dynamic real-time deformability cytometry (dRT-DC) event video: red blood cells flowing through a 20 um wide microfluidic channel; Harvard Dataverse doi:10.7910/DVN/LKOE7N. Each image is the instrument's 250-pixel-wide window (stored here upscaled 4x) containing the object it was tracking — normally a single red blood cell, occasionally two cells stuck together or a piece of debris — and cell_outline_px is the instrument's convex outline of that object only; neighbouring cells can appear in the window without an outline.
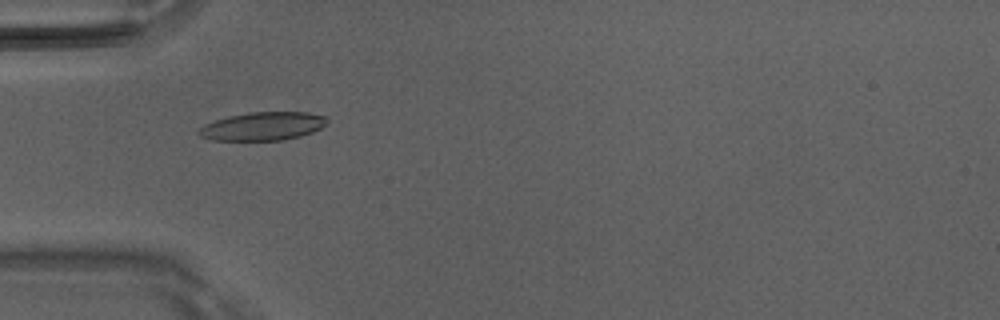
{"species": "Egyptian fruit bat (a non-hibernating species)", "species_latin": "Rousettus aegyptiacus", "temperature_condition": "room temperature", "stored_images_in_passage": 20, "camera_frame_rate_fps": 3000, "um_per_image_px": 0.085, "animal": {"sex": "male"}, "frame": {"image": 1, "passage_image": 7, "time_ms": 2.0, "image_size_px": [1000, 320], "cell_outline_px": [[328, 120], [320, 128], [312, 132], [300, 136], [284, 140], [212, 140], [200, 136], [196, 132], [204, 124], [228, 116], [248, 112], [308, 112], [324, 116]], "centroid_in_image_um": [22.31, 10.73], "position_along_channel_um": 62.7, "area_um2": 21.1}}